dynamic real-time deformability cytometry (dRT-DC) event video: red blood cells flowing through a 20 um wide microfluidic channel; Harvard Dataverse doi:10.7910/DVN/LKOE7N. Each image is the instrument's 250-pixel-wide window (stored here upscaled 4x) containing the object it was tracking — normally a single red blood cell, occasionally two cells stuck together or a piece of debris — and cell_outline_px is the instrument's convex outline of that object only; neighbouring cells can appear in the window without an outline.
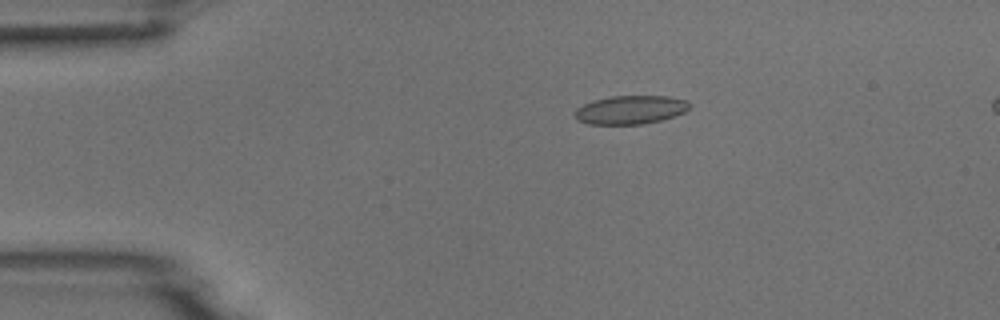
{"species": "common noctule bat (a hibernating species)", "species_latin": "Nyctalus noctula", "temperature_condition": "room temperature", "stored_images_in_passage": 5, "camera_frame_rate_fps": 3000, "um_per_image_px": 0.085, "animal": {"sex": "male", "body_mass_g": 18.8}, "frame": {"image": 1, "passage_image": 3, "time_ms": 3.0, "image_size_px": [1000, 320], "cell_outline_px": [[692, 104], [684, 112], [660, 120], [644, 124], [588, 124], [576, 120], [572, 112], [576, 108], [592, 100], [612, 96], [668, 96], [688, 100]], "centroid_in_image_um": [53.55, 9.33], "position_along_channel_um": 31.5, "area_um2": 19.25}}